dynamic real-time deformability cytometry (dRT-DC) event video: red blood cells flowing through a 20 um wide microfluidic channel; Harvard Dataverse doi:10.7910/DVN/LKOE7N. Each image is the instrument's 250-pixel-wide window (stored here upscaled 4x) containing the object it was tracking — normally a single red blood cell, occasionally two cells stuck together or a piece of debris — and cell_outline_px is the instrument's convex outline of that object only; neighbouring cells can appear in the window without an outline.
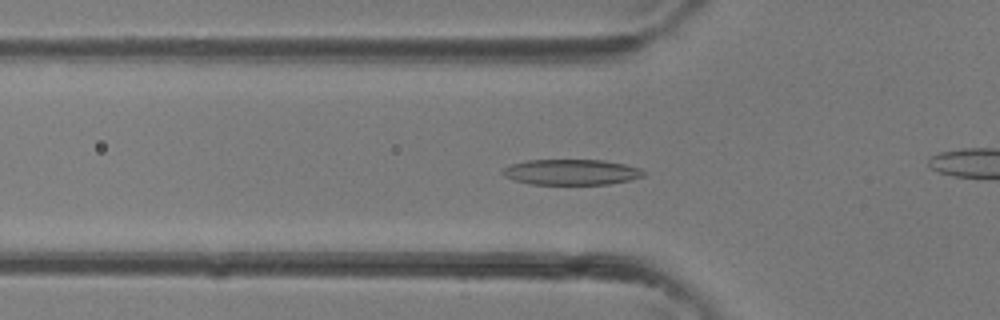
{"species": "common noctule bat (a hibernating species)", "species_latin": "Nyctalus noctula", "temperature_condition": "room temperature", "stored_images_in_passage": 30, "camera_frame_rate_fps": 3000, "um_per_image_px": 0.085, "animal": {"sex": "female"}, "frame": {"image": 1, "passage_image": 4, "time_ms": 1.0, "image_size_px": [1000, 320], "cell_outline_px": [[644, 176], [628, 180], [608, 184], [532, 184], [516, 180], [504, 176], [500, 172], [504, 168], [512, 164], [528, 160], [604, 160], [624, 164], [640, 168], [644, 172]], "centroid_in_image_um": [48.56, 14.62], "position_along_channel_um": 77.2, "area_um2": 20.81}}
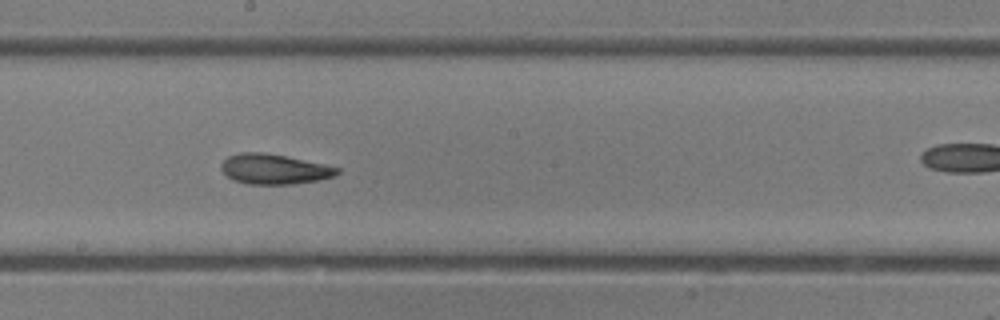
{"frame": {"image": 2, "passage_image": 12, "time_ms": 3.667, "image_size_px": [1000, 320], "cell_outline_px": [[340, 172], [336, 176], [316, 180], [292, 184], [248, 184], [232, 180], [220, 168], [220, 164], [228, 156], [240, 152], [264, 152], [324, 164], [340, 168]], "centroid_in_image_um": [23.29, 14.37], "position_along_channel_um": 224.9, "area_um2": 20.29}}
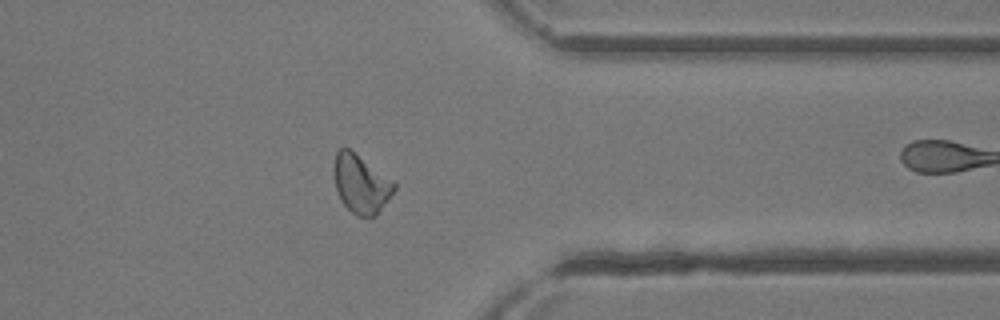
{"frame": {"image": 3, "passage_image": 21, "time_ms": 6.667, "image_size_px": [1000, 320], "cell_outline_px": [[396, 188], [376, 216], [356, 216], [340, 200], [336, 188], [332, 172], [332, 168], [336, 152], [340, 148], [348, 148], [392, 180], [396, 184]], "centroid_in_image_um": [30.64, 15.63], "position_along_channel_um": 380.8, "area_um2": 20.35}}